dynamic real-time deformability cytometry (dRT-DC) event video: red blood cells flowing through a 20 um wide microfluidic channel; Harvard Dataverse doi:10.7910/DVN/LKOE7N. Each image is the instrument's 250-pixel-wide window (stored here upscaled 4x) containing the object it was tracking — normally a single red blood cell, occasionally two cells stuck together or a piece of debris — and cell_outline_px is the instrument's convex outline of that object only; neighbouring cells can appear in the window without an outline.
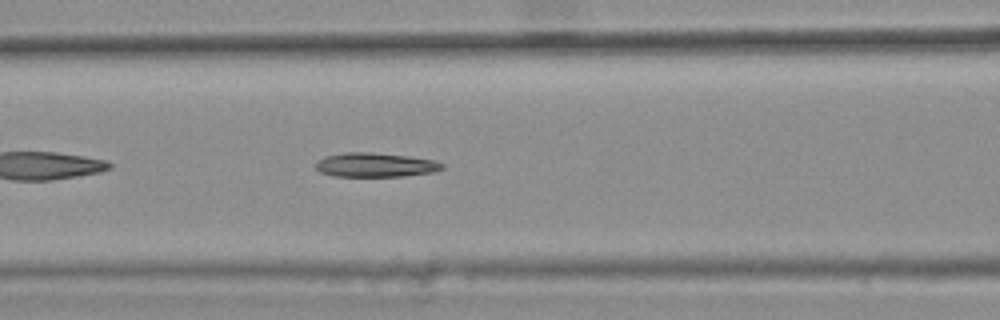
{"species": "common noctule bat (a hibernating species)", "species_latin": "Nyctalus noctula", "temperature_condition": "warm", "stored_images_in_passage": 30, "camera_frame_rate_fps": 3000, "um_per_image_px": 0.085, "animal": {"sex": "female", "body_mass_g": 25.1}, "frame": {"image": 1, "passage_image": 9, "time_ms": 2.667, "image_size_px": [1000, 320], "cell_outline_px": [[444, 168], [432, 172], [404, 176], [332, 176], [320, 172], [312, 164], [316, 160], [324, 156], [344, 152], [368, 152], [408, 156], [432, 160], [444, 164]], "centroid_in_image_um": [31.82, 14.01], "position_along_channel_um": 134.8, "area_um2": 17.92}}
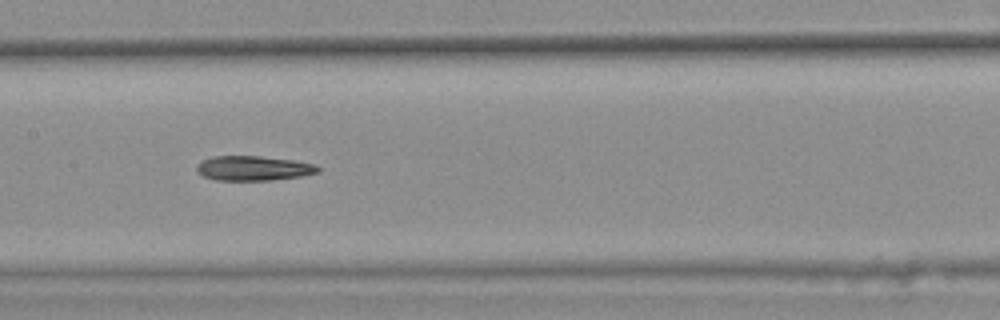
{"frame": {"image": 2, "passage_image": 13, "time_ms": 4.0, "image_size_px": [1000, 320], "cell_outline_px": [[320, 172], [300, 176], [272, 180], [216, 180], [204, 176], [196, 172], [196, 164], [200, 160], [212, 156], [260, 156], [292, 160], [316, 164], [320, 168]], "centroid_in_image_um": [21.5, 14.29], "position_along_channel_um": 185.9, "area_um2": 17.57}, "authors_computed_cell_mechanics": {"area_um2": 18.0914, "velocity_mm_per_s": 3.8411, "shape_relaxation_time_tau1_ms": null, "shape_relaxation_time_tau2_ms": 8.9237, "deformation_change_tau1": null, "deformation_change_tau2": 0.1995}}